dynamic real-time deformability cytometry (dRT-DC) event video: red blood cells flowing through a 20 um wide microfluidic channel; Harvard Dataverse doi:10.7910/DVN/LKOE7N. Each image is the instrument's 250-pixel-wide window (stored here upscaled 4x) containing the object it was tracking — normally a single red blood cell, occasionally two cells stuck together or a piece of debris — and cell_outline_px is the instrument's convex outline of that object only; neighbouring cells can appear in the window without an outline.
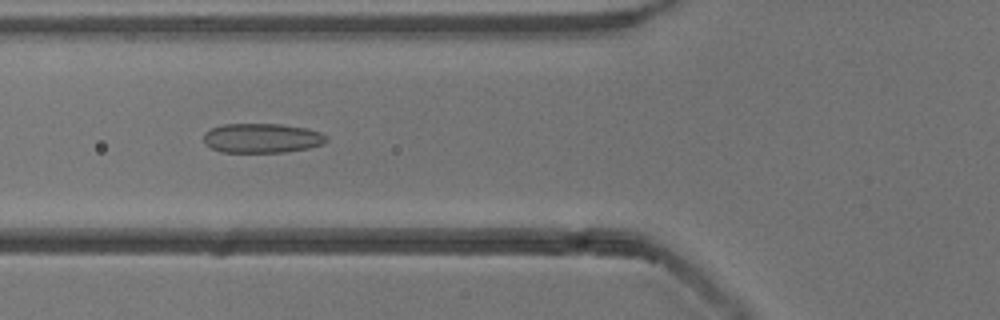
{"species": "common noctule bat (a hibernating species)", "species_latin": "Nyctalus noctula", "temperature_condition": "cold", "stored_images_in_passage": 38, "camera_frame_rate_fps": 3000, "um_per_image_px": 0.085, "animal": {"sex": "male", "body_mass_g": 13.3}, "frame": {"image": 1, "passage_image": 7, "time_ms": 2.0, "image_size_px": [1000, 320], "cell_outline_px": [[328, 140], [324, 144], [308, 148], [284, 152], [220, 152], [204, 144], [204, 132], [212, 128], [224, 124], [280, 124], [308, 128], [320, 132], [328, 136]], "centroid_in_image_um": [22.28, 11.74], "position_along_channel_um": 103.5, "area_um2": 21.27}}
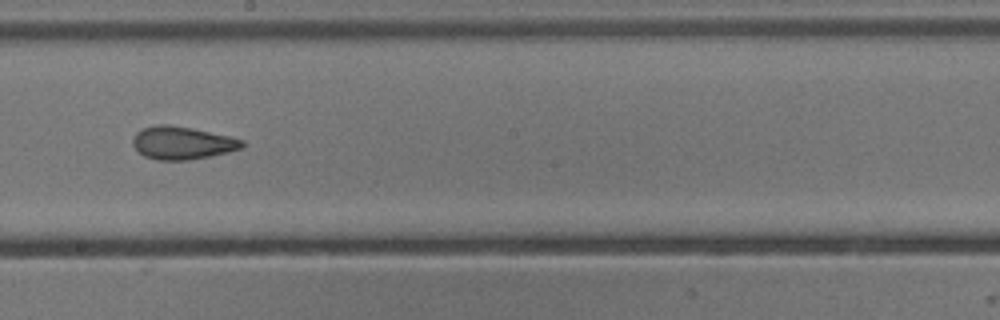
{"frame": {"image": 2, "passage_image": 17, "time_ms": 5.333, "image_size_px": [1000, 320], "cell_outline_px": [[244, 148], [228, 152], [188, 160], [156, 160], [144, 156], [132, 144], [132, 140], [136, 132], [144, 128], [156, 124], [168, 124], [192, 128], [232, 136], [244, 140]], "centroid_in_image_um": [15.51, 12.14], "position_along_channel_um": 232.7, "area_um2": 21.04}}
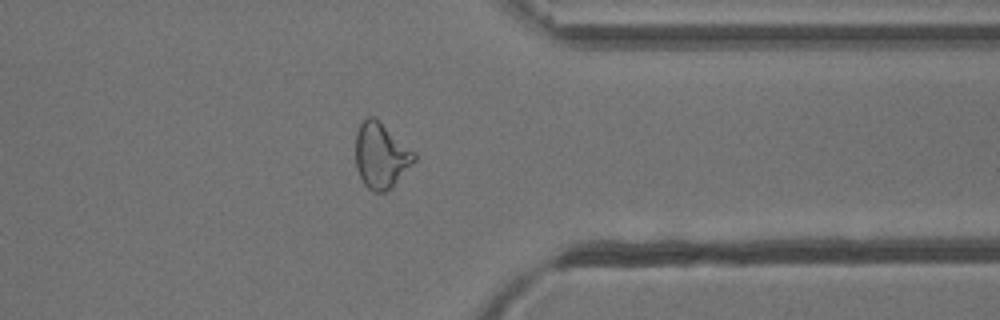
{"frame": {"image": 3, "passage_image": 29, "time_ms": 9.333, "image_size_px": [1000, 320], "cell_outline_px": [[416, 160], [392, 188], [384, 192], [376, 192], [368, 188], [364, 184], [356, 168], [356, 132], [364, 116], [372, 116], [416, 152]], "centroid_in_image_um": [32.39, 13.23], "position_along_channel_um": 379.0, "area_um2": 22.31}}